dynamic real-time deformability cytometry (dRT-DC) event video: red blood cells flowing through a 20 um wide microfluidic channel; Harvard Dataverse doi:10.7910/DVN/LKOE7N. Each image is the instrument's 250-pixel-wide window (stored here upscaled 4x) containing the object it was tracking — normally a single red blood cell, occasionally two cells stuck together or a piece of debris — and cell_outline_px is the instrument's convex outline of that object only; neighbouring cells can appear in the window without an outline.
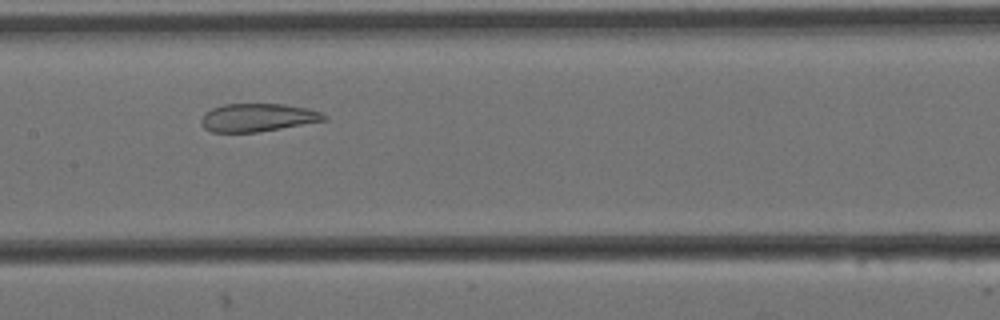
{"species": "Egyptian fruit bat (a non-hibernating species)", "species_latin": "Rousettus aegyptiacus", "temperature_condition": "cold", "stored_images_in_passage": 6, "camera_frame_rate_fps": 3000, "um_per_image_px": 0.085, "animal": {"sex": "female"}, "frame": {"image": 1, "passage_image": 6, "time_ms": 1.667, "image_size_px": [1000, 320], "cell_outline_px": [[328, 120], [256, 132], [212, 132], [204, 128], [200, 120], [204, 112], [212, 108], [224, 104], [284, 104], [308, 108], [324, 112], [328, 116]], "centroid_in_image_um": [21.93, 9.98], "position_along_channel_um": 185.5, "area_um2": 20.23}}